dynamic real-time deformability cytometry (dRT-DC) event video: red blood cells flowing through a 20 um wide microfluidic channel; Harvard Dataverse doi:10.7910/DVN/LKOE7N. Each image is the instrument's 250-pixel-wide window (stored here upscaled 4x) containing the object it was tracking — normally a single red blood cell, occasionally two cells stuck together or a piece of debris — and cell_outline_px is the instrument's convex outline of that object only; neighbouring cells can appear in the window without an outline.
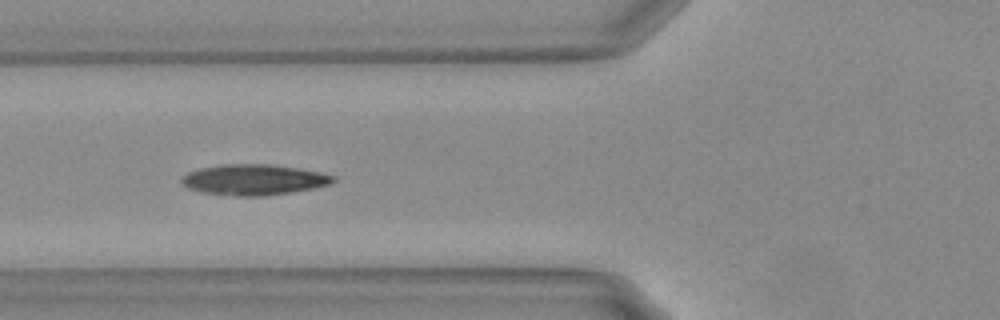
{"species": "Egyptian fruit bat (a non-hibernating species)", "species_latin": "Rousettus aegyptiacus", "temperature_condition": "warm", "stored_images_in_passage": 12, "camera_frame_rate_fps": 3000, "um_per_image_px": 0.085, "animal": {"sex": "female"}, "frame": {"image": 1, "passage_image": 6, "time_ms": 1.667, "image_size_px": [1000, 320], "cell_outline_px": [[336, 180], [328, 184], [312, 188], [292, 192], [264, 196], [236, 196], [200, 192], [188, 188], [180, 180], [188, 172], [200, 168], [220, 164], [268, 164], [296, 168], [320, 172], [336, 176]], "centroid_in_image_um": [21.56, 15.27], "position_along_channel_um": 104.2, "area_um2": 26.99}}